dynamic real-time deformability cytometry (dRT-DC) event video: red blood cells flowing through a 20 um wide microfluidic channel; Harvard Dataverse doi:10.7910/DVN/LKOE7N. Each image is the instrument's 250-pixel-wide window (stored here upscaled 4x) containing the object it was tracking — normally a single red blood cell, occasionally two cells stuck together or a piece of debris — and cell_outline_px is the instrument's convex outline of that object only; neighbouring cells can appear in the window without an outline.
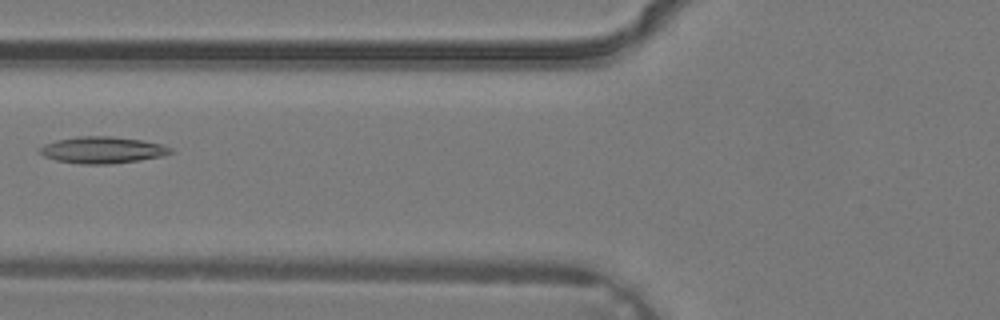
{"species": "common noctule bat (a hibernating species)", "species_latin": "Nyctalus noctula", "temperature_condition": "warm", "stored_images_in_passage": 2, "camera_frame_rate_fps": 3000, "um_per_image_px": 0.085, "animal": {"sex": "male", "body_mass_g": 19.2, "forearm_length_mm": 51.8}, "frame": {"image": 1, "passage_image": 2, "time_ms": 0.333, "image_size_px": [1000, 320], "cell_outline_px": [[176, 152], [164, 156], [140, 160], [108, 164], [80, 164], [56, 160], [44, 156], [40, 152], [40, 148], [44, 144], [56, 140], [76, 136], [112, 136], [144, 140], [160, 144], [172, 148]], "centroid_in_image_um": [8.75, 12.74], "position_along_channel_um": 117.1, "area_um2": 20.46}}